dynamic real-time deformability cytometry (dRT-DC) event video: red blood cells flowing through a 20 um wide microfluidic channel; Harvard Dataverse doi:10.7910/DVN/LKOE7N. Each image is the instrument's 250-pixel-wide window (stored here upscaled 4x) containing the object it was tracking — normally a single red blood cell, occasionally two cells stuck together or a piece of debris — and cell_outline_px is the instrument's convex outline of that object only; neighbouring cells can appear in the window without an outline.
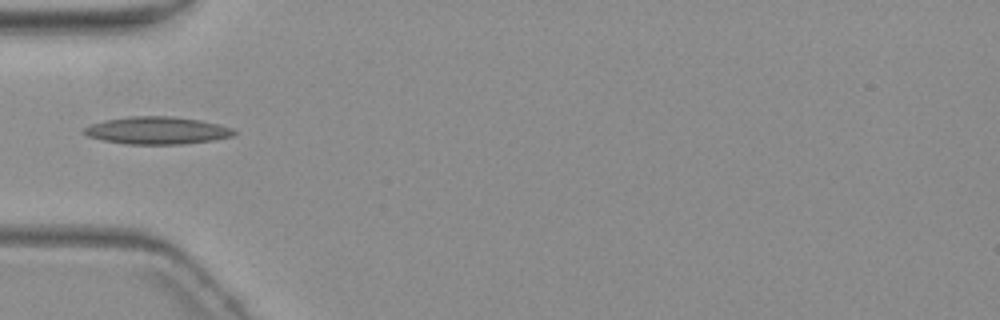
{"species": "common noctule bat (a hibernating species)", "species_latin": "Nyctalus noctula", "temperature_condition": "warm", "stored_images_in_passage": 7, "camera_frame_rate_fps": 3000, "um_per_image_px": 0.085, "animal": {"sex": "female", "body_mass_g": 19.3, "forearm_length_mm": 54.1}, "frame": {"image": 1, "passage_image": 5, "time_ms": 4.667, "image_size_px": [1000, 320], "cell_outline_px": [[236, 132], [232, 136], [212, 140], [184, 144], [124, 144], [104, 140], [88, 136], [80, 132], [84, 128], [92, 124], [104, 120], [128, 116], [172, 116], [200, 120], [232, 128]], "centroid_in_image_um": [13.31, 11.09], "position_along_channel_um": 71.7, "area_um2": 23.93}}
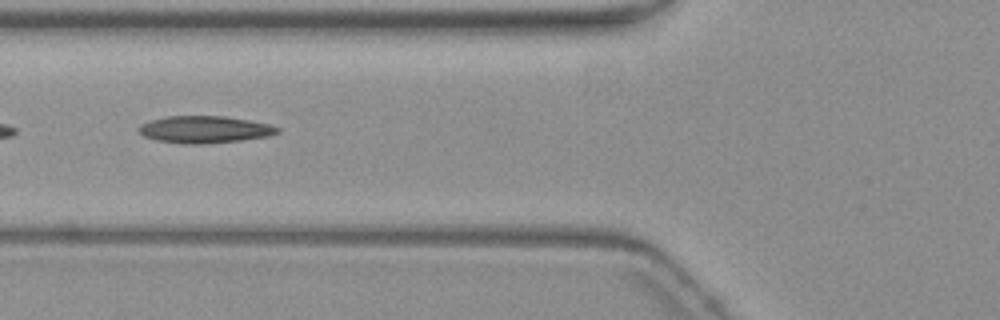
{"frame": {"image": 2, "passage_image": 6, "time_ms": 5.667, "image_size_px": [1000, 320], "cell_outline_px": [[280, 132], [268, 136], [240, 140], [208, 144], [184, 144], [156, 140], [144, 136], [136, 128], [140, 124], [152, 120], [168, 116], [224, 116], [248, 120], [268, 124], [280, 128]], "centroid_in_image_um": [17.38, 11.01], "position_along_channel_um": 108.4, "area_um2": 21.85}}
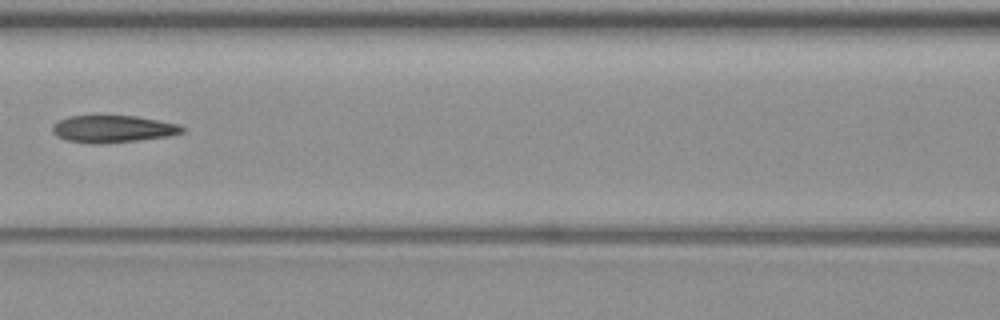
{"frame": {"image": 3, "passage_image": 7, "time_ms": 7.0, "image_size_px": [1000, 320], "cell_outline_px": [[184, 132], [168, 136], [136, 140], [100, 144], [92, 144], [64, 140], [56, 136], [52, 132], [52, 124], [56, 120], [68, 116], [136, 116], [180, 124], [184, 128]], "centroid_in_image_um": [9.53, 10.96], "position_along_channel_um": 157.1, "area_um2": 20.69}}